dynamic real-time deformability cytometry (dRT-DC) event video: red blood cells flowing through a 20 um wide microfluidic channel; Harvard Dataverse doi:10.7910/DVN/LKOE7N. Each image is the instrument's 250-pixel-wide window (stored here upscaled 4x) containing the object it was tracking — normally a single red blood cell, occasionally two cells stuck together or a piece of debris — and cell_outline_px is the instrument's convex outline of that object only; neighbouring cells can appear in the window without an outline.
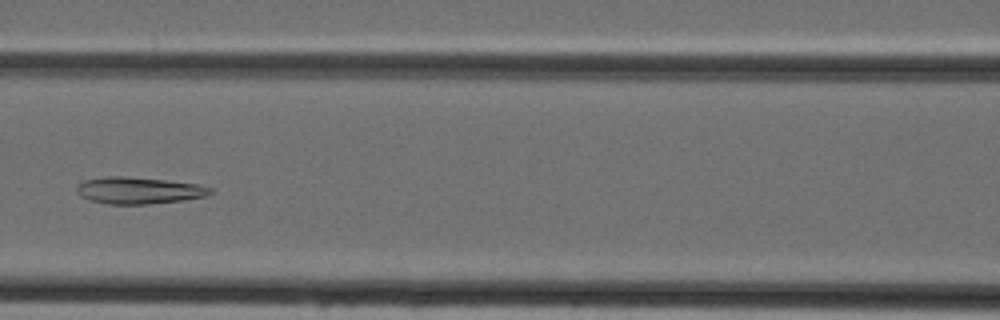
{"species": "Egyptian fruit bat (a non-hibernating species)", "species_latin": "Rousettus aegyptiacus", "temperature_condition": "cold", "stored_images_in_passage": 34, "camera_frame_rate_fps": 3000, "um_per_image_px": 0.085, "animal": {"sex": "female"}, "frame": {"image": 1, "passage_image": 8, "time_ms": 2.333, "image_size_px": [1000, 320], "cell_outline_px": [[216, 192], [208, 196], [184, 200], [148, 204], [108, 204], [88, 200], [80, 196], [76, 192], [76, 188], [84, 180], [108, 176], [120, 176], [164, 180], [196, 184], [216, 188]], "centroid_in_image_um": [11.85, 16.2], "position_along_channel_um": 154.8, "area_um2": 20.98}}
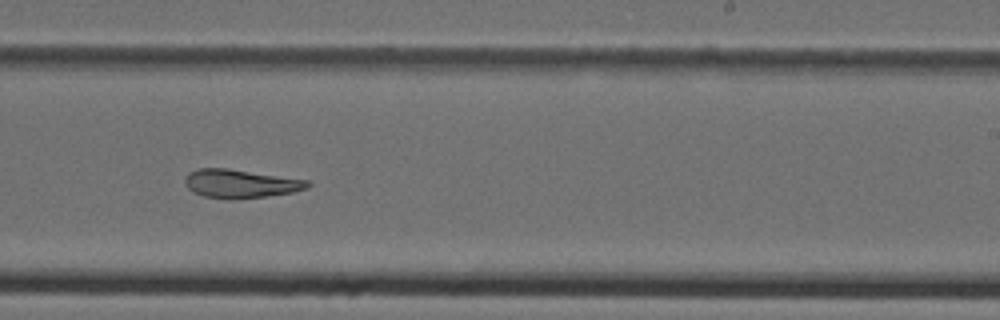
{"frame": {"image": 2, "passage_image": 16, "time_ms": 5.0, "image_size_px": [1000, 320], "cell_outline_px": [[312, 184], [308, 188], [292, 192], [264, 196], [232, 200], [228, 200], [204, 196], [192, 192], [184, 184], [184, 180], [188, 172], [196, 168], [228, 168], [308, 180]], "centroid_in_image_um": [20.4, 15.61], "position_along_channel_um": 268.6, "area_um2": 20.58}}
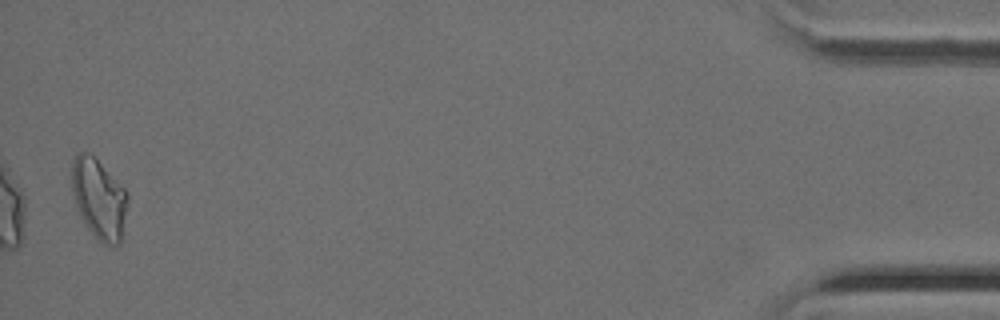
{"frame": {"image": 3, "passage_image": 33, "time_ms": 10.667, "image_size_px": [1000, 320], "cell_outline_px": [[128, 204], [120, 244], [116, 248], [108, 248], [100, 244], [88, 228], [80, 216], [76, 208], [72, 192], [72, 160], [76, 152], [88, 152], [128, 192]], "centroid_in_image_um": [8.41, 16.98], "position_along_channel_um": 426.8, "area_um2": 26.41}}